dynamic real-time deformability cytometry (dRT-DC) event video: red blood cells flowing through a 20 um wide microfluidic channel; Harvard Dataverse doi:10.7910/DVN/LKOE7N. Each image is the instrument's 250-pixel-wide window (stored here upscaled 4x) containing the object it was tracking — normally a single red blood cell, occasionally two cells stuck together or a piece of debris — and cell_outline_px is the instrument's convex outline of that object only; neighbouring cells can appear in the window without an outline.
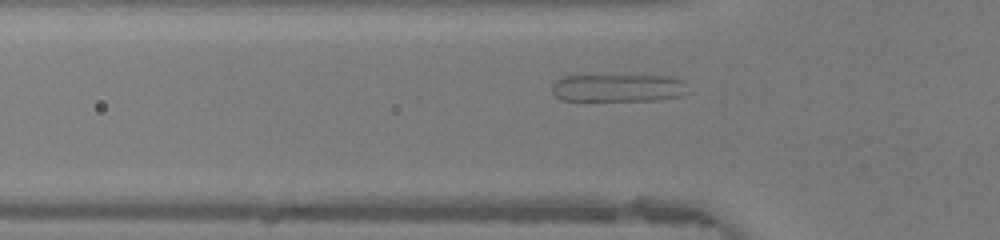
{"species": "human", "species_latin": "Homo sapiens", "temperature_condition": "warm", "stored_images_in_passage": 44, "camera_frame_rate_fps": 3000, "um_per_image_px": 0.085, "donor": {"sex": "female"}, "frame": {"image": 1, "passage_image": 13, "time_ms": 4.0, "image_size_px": [1000, 240], "cell_outline_px": [[692, 92], [680, 96], [660, 100], [560, 100], [552, 92], [552, 84], [556, 80], [564, 76], [672, 76], [684, 80]], "centroid_in_image_um": [52.63, 7.47], "position_along_channel_um": 73.2, "area_um2": 22.2}}
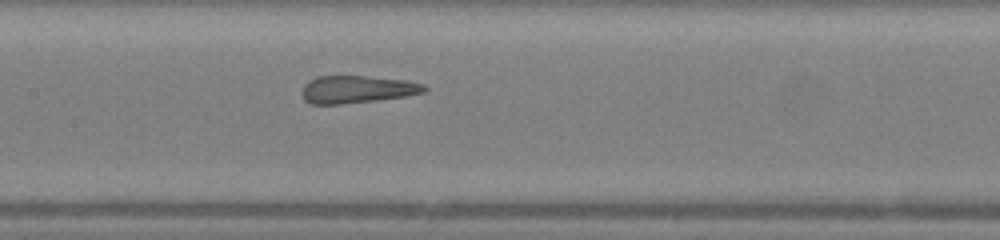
{"frame": {"image": 2, "passage_image": 20, "time_ms": 6.333, "image_size_px": [1000, 240], "cell_outline_px": [[428, 92], [404, 96], [340, 104], [312, 104], [304, 100], [300, 92], [304, 84], [308, 80], [316, 76], [364, 76], [408, 80], [424, 84], [428, 88]], "centroid_in_image_um": [30.33, 7.58], "position_along_channel_um": 177.1, "area_um2": 19.71}}
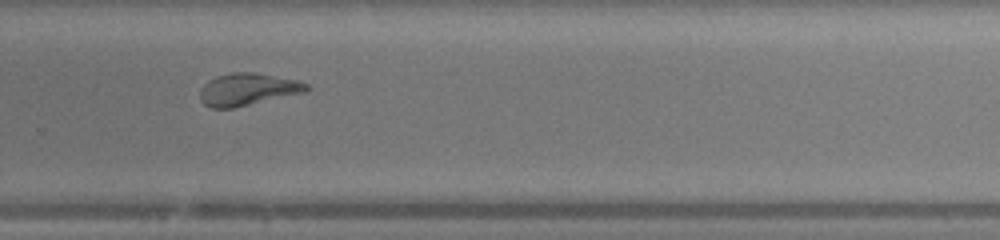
{"frame": {"image": 3, "passage_image": 29, "time_ms": 9.333, "image_size_px": [1000, 240], "cell_outline_px": [[308, 92], [232, 108], [212, 108], [204, 104], [200, 100], [200, 88], [208, 80], [216, 76], [232, 72], [252, 72], [296, 80], [308, 84]], "centroid_in_image_um": [21.03, 7.6], "position_along_channel_um": 308.8, "area_um2": 20.0}, "authors_computed_cell_mechanics": {"area_um2": 21.4438, "velocity_mm_per_s": 4.4024, "shape_relaxation_time_tau1_ms": null, "shape_relaxation_time_tau2_ms": 0.6035, "deformation_change_tau1": null, "deformation_change_tau2": 0.1154}}